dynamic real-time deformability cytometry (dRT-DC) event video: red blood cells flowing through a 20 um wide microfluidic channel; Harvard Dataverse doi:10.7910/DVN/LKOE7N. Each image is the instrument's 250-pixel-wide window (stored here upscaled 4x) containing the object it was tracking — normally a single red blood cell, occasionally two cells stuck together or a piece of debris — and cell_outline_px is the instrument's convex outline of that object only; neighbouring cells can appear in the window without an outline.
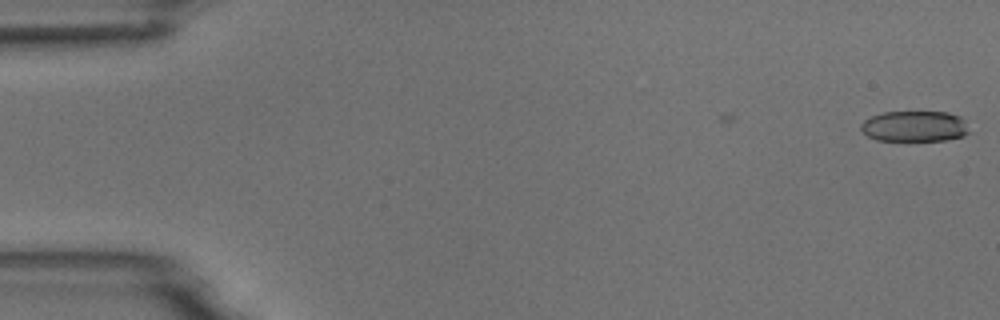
{"species": "common noctule bat (a hibernating species)", "species_latin": "Nyctalus noctula", "temperature_condition": "room temperature", "stored_images_in_passage": 4, "camera_frame_rate_fps": 3000, "um_per_image_px": 0.085, "animal": {"sex": "male", "body_mass_g": 18.8}, "frame": {"image": 1, "passage_image": 1, "time_ms": 0.0, "image_size_px": [1000, 320], "cell_outline_px": [[972, 132], [964, 136], [944, 140], [876, 140], [868, 136], [860, 128], [860, 124], [864, 120], [872, 116], [884, 112], [948, 112], [960, 116], [964, 120]], "centroid_in_image_um": [77.78, 10.73], "position_along_channel_um": 7.2, "area_um2": 19.48}}
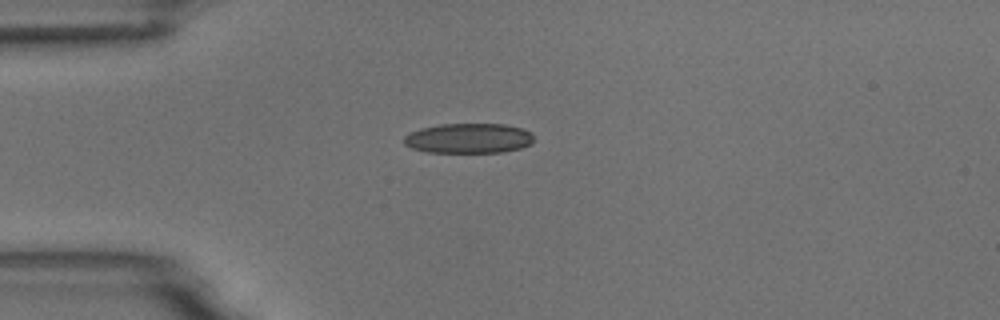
{"frame": {"image": 2, "passage_image": 4, "time_ms": 4.333, "image_size_px": [1000, 320], "cell_outline_px": [[532, 144], [520, 148], [500, 152], [428, 152], [412, 148], [404, 144], [404, 136], [408, 132], [420, 128], [440, 124], [504, 124], [524, 128], [532, 132]], "centroid_in_image_um": [39.83, 11.74], "position_along_channel_um": 45.2, "area_um2": 22.77}}